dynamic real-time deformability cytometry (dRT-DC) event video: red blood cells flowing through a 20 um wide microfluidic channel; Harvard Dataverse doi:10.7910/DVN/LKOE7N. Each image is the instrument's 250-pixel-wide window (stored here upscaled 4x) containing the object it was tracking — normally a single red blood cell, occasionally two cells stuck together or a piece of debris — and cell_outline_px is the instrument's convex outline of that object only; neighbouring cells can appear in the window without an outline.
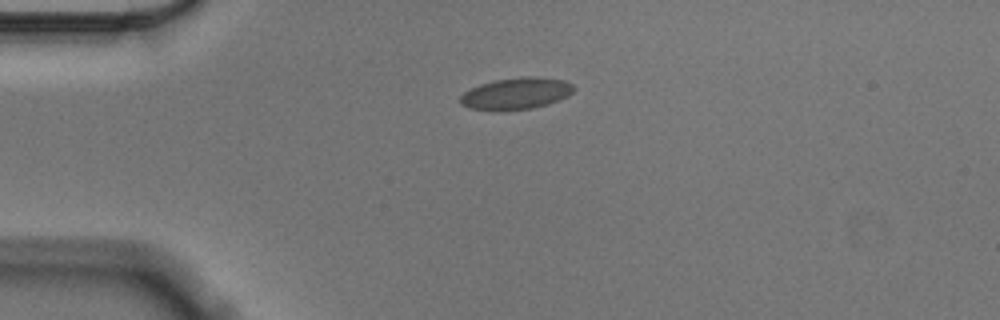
{"species": "Egyptian fruit bat (a non-hibernating species)", "species_latin": "Rousettus aegyptiacus", "temperature_condition": "cold", "stored_images_in_passage": 44, "camera_frame_rate_fps": 3000, "um_per_image_px": 0.085, "animal": {"sex": "male"}, "frame": {"image": 1, "passage_image": 1, "time_ms": 0.0, "image_size_px": [1000, 320], "cell_outline_px": [[576, 88], [568, 96], [560, 100], [548, 104], [532, 108], [500, 112], [468, 108], [460, 104], [460, 96], [468, 88], [480, 84], [496, 80], [528, 76], [536, 76], [564, 80], [572, 84]], "centroid_in_image_um": [43.85, 7.97], "position_along_channel_um": 41.1, "area_um2": 21.39}}
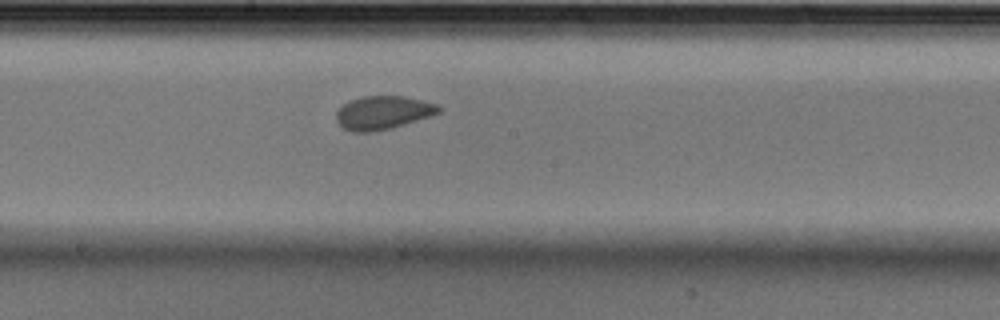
{"frame": {"image": 2, "passage_image": 18, "time_ms": 5.667, "image_size_px": [1000, 320], "cell_outline_px": [[444, 108], [440, 112], [392, 128], [372, 132], [352, 132], [344, 128], [336, 120], [336, 112], [344, 104], [360, 96], [404, 96], [436, 104]], "centroid_in_image_um": [32.54, 9.57], "position_along_channel_um": 215.7, "area_um2": 19.77}}
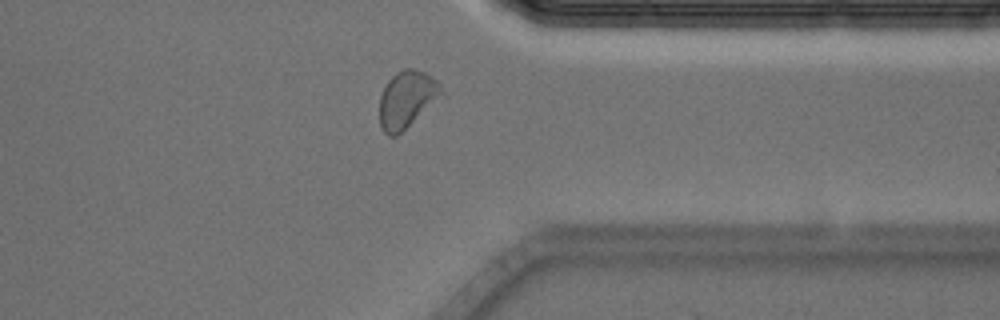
{"frame": {"image": 3, "passage_image": 32, "time_ms": 10.333, "image_size_px": [1000, 320], "cell_outline_px": [[444, 96], [396, 136], [388, 136], [384, 132], [380, 124], [380, 96], [388, 80], [396, 72], [404, 68], [416, 68], [432, 76], [440, 84], [444, 92]], "centroid_in_image_um": [34.61, 8.42], "position_along_channel_um": 376.8, "area_um2": 20.75}, "authors_computed_cell_mechanics": {"area_um2": 20.23, "velocity_mm_per_s": 3.5316, "shape_relaxation_time_tau1_ms": 2.9332, "shape_relaxation_time_tau2_ms": 0.7296, "deformation_change_tau1": 0.084, "deformation_change_tau2": 0.0632}}